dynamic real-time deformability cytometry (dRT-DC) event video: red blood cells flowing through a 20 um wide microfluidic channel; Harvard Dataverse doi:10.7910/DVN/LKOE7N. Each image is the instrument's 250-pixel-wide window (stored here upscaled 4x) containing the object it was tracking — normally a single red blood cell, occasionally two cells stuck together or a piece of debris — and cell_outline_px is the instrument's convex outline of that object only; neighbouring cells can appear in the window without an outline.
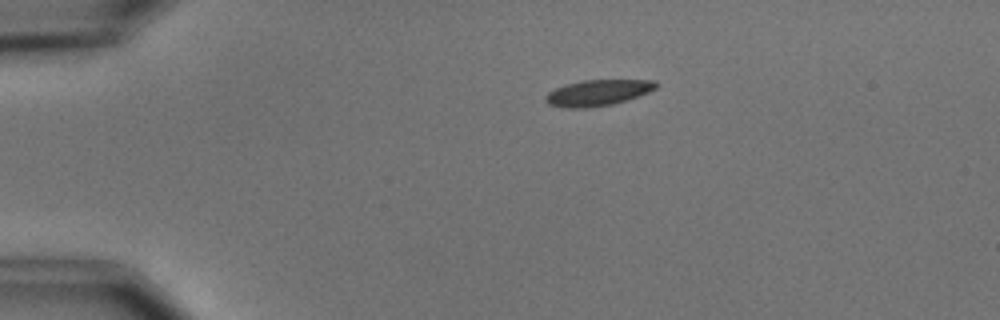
{"species": "common noctule bat (a hibernating species)", "species_latin": "Nyctalus noctula", "temperature_condition": "cold", "stored_images_in_passage": 5, "camera_frame_rate_fps": 3000, "um_per_image_px": 0.085, "animal": {"sex": "male", "body_mass_g": 15.6}, "frame": {"image": 1, "passage_image": 1, "time_ms": 0.0, "image_size_px": [1000, 320], "cell_outline_px": [[660, 84], [656, 88], [648, 92], [612, 104], [588, 108], [568, 108], [548, 104], [544, 100], [544, 96], [548, 92], [564, 84], [580, 80], [656, 80]], "centroid_in_image_um": [50.78, 7.87], "position_along_channel_um": 34.2, "area_um2": 16.76}}
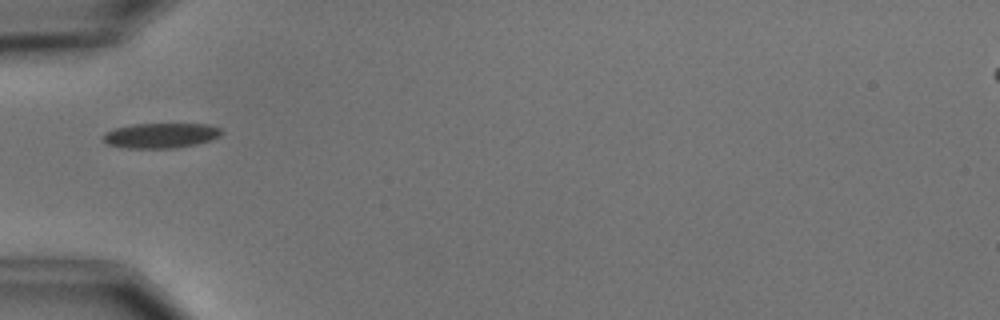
{"frame": {"image": 2, "passage_image": 3, "time_ms": 2.333, "image_size_px": [1000, 320], "cell_outline_px": [[224, 132], [220, 136], [212, 140], [196, 144], [176, 148], [124, 148], [108, 144], [100, 136], [104, 132], [116, 128], [132, 124], [208, 124], [220, 128]], "centroid_in_image_um": [13.67, 11.52], "position_along_channel_um": 71.3, "area_um2": 17.46}}